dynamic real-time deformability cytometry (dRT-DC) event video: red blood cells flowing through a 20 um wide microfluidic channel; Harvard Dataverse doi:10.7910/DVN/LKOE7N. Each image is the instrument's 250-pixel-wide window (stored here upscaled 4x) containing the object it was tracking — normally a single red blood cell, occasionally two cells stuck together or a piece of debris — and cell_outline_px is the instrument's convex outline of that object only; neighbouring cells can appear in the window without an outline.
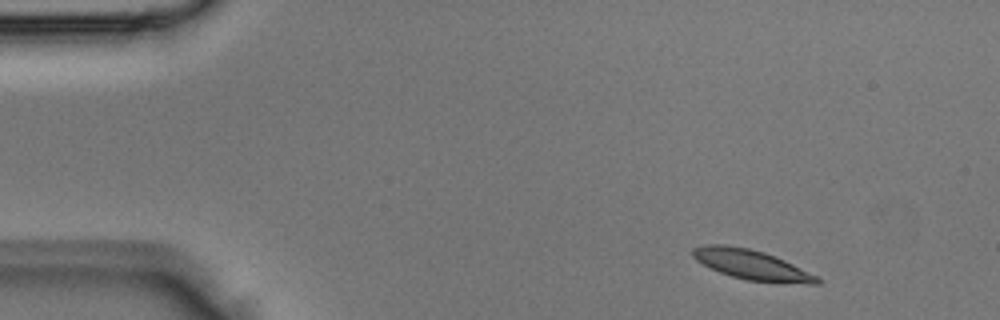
{"species": "Egyptian fruit bat (a non-hibernating species)", "species_latin": "Rousettus aegyptiacus", "temperature_condition": "room temperature", "stored_images_in_passage": 3, "camera_frame_rate_fps": 3000, "um_per_image_px": 0.085, "animal": {"sex": "male"}, "frame": {"image": 1, "passage_image": 1, "time_ms": 0.0, "image_size_px": [1000, 320], "cell_outline_px": [[820, 284], [784, 284], [748, 280], [732, 276], [720, 272], [696, 260], [692, 256], [692, 248], [708, 244], [724, 244], [748, 248], [764, 252], [784, 260], [820, 276]], "centroid_in_image_um": [63.96, 22.52], "position_along_channel_um": 21.0, "area_um2": 21.79}}
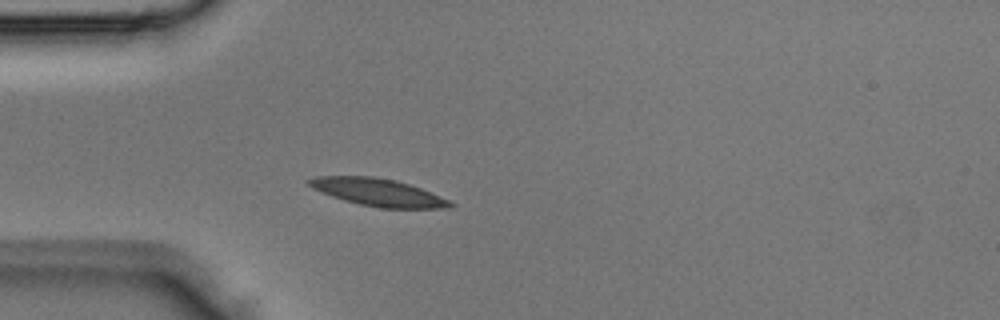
{"frame": {"image": 2, "passage_image": 3, "time_ms": 0.667, "image_size_px": [1000, 320], "cell_outline_px": [[456, 204], [452, 208], [380, 208], [360, 204], [344, 200], [332, 196], [312, 188], [308, 184], [308, 180], [316, 176], [372, 176], [396, 180], [420, 188], [448, 200]], "centroid_in_image_um": [32.14, 16.35], "position_along_channel_um": 52.9, "area_um2": 22.37}}